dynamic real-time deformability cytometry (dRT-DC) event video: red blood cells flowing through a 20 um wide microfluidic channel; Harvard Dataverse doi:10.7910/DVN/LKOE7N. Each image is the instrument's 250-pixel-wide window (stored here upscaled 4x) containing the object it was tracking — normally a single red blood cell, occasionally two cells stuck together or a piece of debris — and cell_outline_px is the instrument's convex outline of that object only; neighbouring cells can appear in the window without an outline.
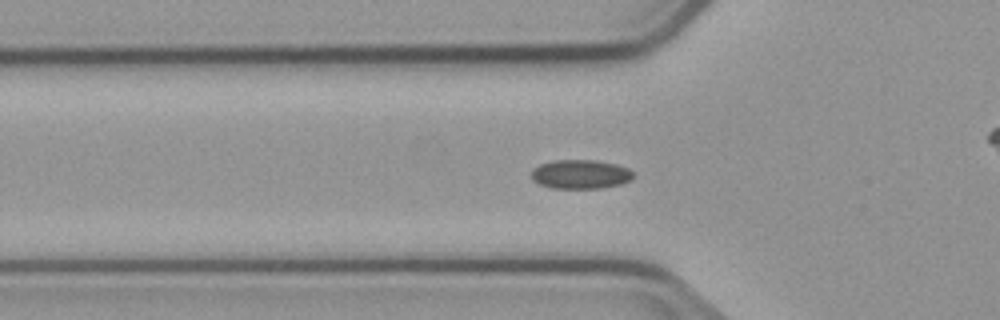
{"species": "common noctule bat (a hibernating species)", "species_latin": "Nyctalus noctula", "temperature_condition": "cold", "stored_images_in_passage": 56, "camera_frame_rate_fps": 3000, "um_per_image_px": 0.085, "animal": {"sex": "male", "body_mass_g": 23.1, "forearm_length_mm": 52.7}, "frame": {"image": 1, "passage_image": 18, "time_ms": 5.667, "image_size_px": [1000, 320], "cell_outline_px": [[632, 176], [628, 180], [620, 184], [600, 188], [552, 188], [540, 184], [532, 180], [532, 168], [540, 164], [552, 160], [596, 160], [616, 164], [628, 168], [632, 172]], "centroid_in_image_um": [49.3, 14.8], "position_along_channel_um": 76.5, "area_um2": 17.17}}
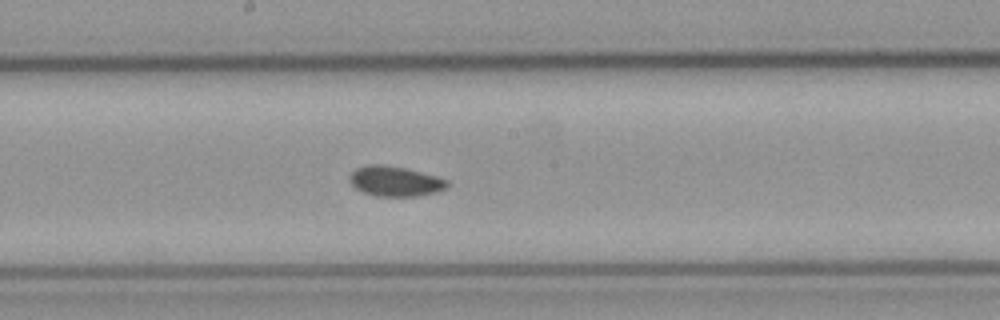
{"frame": {"image": 2, "passage_image": 29, "time_ms": 9.333, "image_size_px": [1000, 320], "cell_outline_px": [[448, 188], [436, 192], [416, 196], [376, 196], [364, 192], [356, 188], [348, 180], [348, 176], [356, 168], [368, 164], [384, 164], [404, 168], [436, 176], [448, 180]], "centroid_in_image_um": [33.57, 15.4], "position_along_channel_um": 214.6, "area_um2": 17.11}}
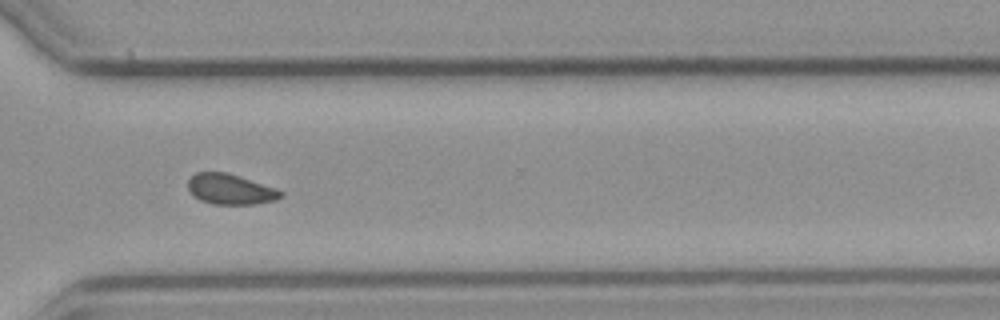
{"frame": {"image": 3, "passage_image": 40, "time_ms": 13.0, "image_size_px": [1000, 320], "cell_outline_px": [[284, 196], [276, 200], [256, 204], [212, 204], [200, 200], [188, 188], [188, 180], [196, 172], [228, 172], [276, 188], [284, 192]], "centroid_in_image_um": [19.63, 16.08], "position_along_channel_um": 351.0, "area_um2": 16.47}, "authors_computed_cell_mechanics": {"area_um2": 16.762, "velocity_mm_per_s": 3.7319, "shape_relaxation_time_tau1_ms": null, "shape_relaxation_time_tau2_ms": 2.5066, "deformation_change_tau1": null, "deformation_change_tau2": 0.0556}}